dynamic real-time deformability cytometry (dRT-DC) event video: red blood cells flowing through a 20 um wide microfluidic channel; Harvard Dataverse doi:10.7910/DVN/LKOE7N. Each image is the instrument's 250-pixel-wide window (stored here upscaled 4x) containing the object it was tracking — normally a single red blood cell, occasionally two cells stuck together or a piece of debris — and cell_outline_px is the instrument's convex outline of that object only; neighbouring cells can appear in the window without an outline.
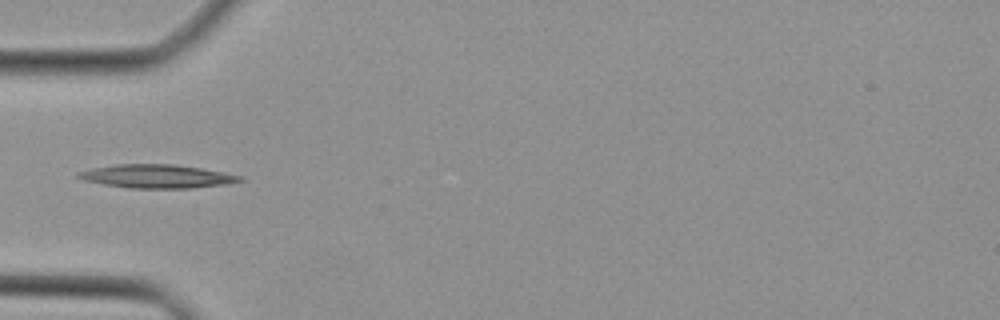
{"species": "Egyptian fruit bat (a non-hibernating species)", "species_latin": "Rousettus aegyptiacus", "temperature_condition": "cold", "stored_images_in_passage": 31, "camera_frame_rate_fps": 3000, "um_per_image_px": 0.085, "animal": {"sex": "female"}, "frame": {"image": 1, "passage_image": 1, "time_ms": 0.0, "image_size_px": [1000, 320], "cell_outline_px": [[244, 180], [228, 184], [192, 188], [132, 188], [104, 184], [84, 180], [76, 176], [76, 172], [92, 168], [116, 164], [172, 164], [200, 168], [240, 176]], "centroid_in_image_um": [13.3, 14.98], "position_along_channel_um": 71.7, "area_um2": 21.91}}
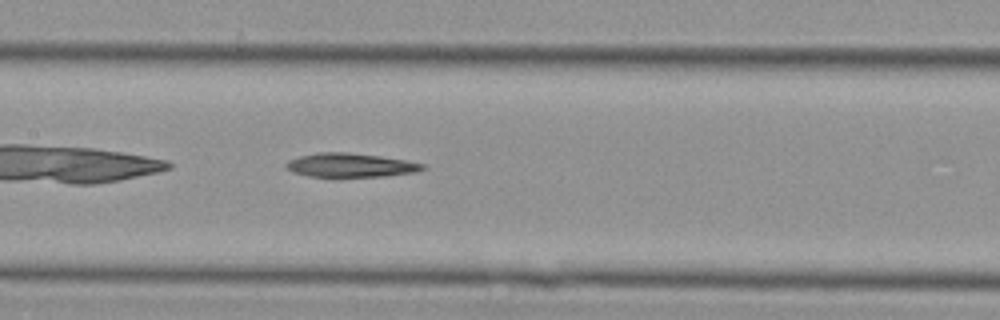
{"frame": {"image": 2, "passage_image": 8, "time_ms": 2.333, "image_size_px": [1000, 320], "cell_outline_px": [[424, 168], [416, 172], [384, 176], [308, 176], [292, 172], [284, 168], [284, 164], [288, 160], [300, 156], [316, 152], [348, 152], [380, 156], [404, 160], [424, 164]], "centroid_in_image_um": [29.71, 14.03], "position_along_channel_um": 177.7, "area_um2": 18.9}}
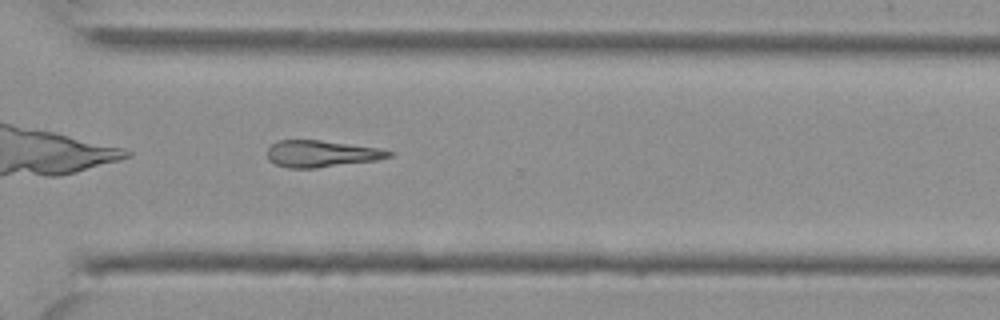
{"frame": {"image": 3, "passage_image": 19, "time_ms": 6.0, "image_size_px": [1000, 320], "cell_outline_px": [[392, 156], [376, 160], [316, 168], [288, 168], [276, 164], [268, 160], [268, 148], [272, 144], [280, 140], [320, 140], [380, 148], [392, 152]], "centroid_in_image_um": [27.31, 13.07], "position_along_channel_um": 343.3, "area_um2": 18.79}}